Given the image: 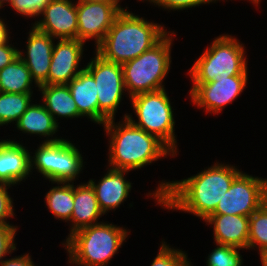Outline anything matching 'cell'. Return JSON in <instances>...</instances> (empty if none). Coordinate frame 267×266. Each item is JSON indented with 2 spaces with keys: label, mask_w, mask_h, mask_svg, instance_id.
<instances>
[{
  "label": "cell",
  "mask_w": 267,
  "mask_h": 266,
  "mask_svg": "<svg viewBox=\"0 0 267 266\" xmlns=\"http://www.w3.org/2000/svg\"><path fill=\"white\" fill-rule=\"evenodd\" d=\"M152 260L150 266H194L187 251L175 248L173 244L171 246L164 237L160 242L156 257Z\"/></svg>",
  "instance_id": "28"
},
{
  "label": "cell",
  "mask_w": 267,
  "mask_h": 266,
  "mask_svg": "<svg viewBox=\"0 0 267 266\" xmlns=\"http://www.w3.org/2000/svg\"><path fill=\"white\" fill-rule=\"evenodd\" d=\"M14 186L8 184H0V226L14 225L10 219L16 216L14 195L9 192Z\"/></svg>",
  "instance_id": "30"
},
{
  "label": "cell",
  "mask_w": 267,
  "mask_h": 266,
  "mask_svg": "<svg viewBox=\"0 0 267 266\" xmlns=\"http://www.w3.org/2000/svg\"><path fill=\"white\" fill-rule=\"evenodd\" d=\"M175 32L171 29L151 49L122 64L125 90L129 98L166 88L165 79L172 69L171 49L177 36Z\"/></svg>",
  "instance_id": "6"
},
{
  "label": "cell",
  "mask_w": 267,
  "mask_h": 266,
  "mask_svg": "<svg viewBox=\"0 0 267 266\" xmlns=\"http://www.w3.org/2000/svg\"><path fill=\"white\" fill-rule=\"evenodd\" d=\"M34 148L30 150V172L46 180L43 182H76L86 169L87 158L79 145L65 136L56 142H39Z\"/></svg>",
  "instance_id": "8"
},
{
  "label": "cell",
  "mask_w": 267,
  "mask_h": 266,
  "mask_svg": "<svg viewBox=\"0 0 267 266\" xmlns=\"http://www.w3.org/2000/svg\"><path fill=\"white\" fill-rule=\"evenodd\" d=\"M36 94L0 92V128L14 126L32 103Z\"/></svg>",
  "instance_id": "25"
},
{
  "label": "cell",
  "mask_w": 267,
  "mask_h": 266,
  "mask_svg": "<svg viewBox=\"0 0 267 266\" xmlns=\"http://www.w3.org/2000/svg\"><path fill=\"white\" fill-rule=\"evenodd\" d=\"M169 29L163 22L155 23L128 8L123 9L94 51L104 60L122 65L151 49Z\"/></svg>",
  "instance_id": "3"
},
{
  "label": "cell",
  "mask_w": 267,
  "mask_h": 266,
  "mask_svg": "<svg viewBox=\"0 0 267 266\" xmlns=\"http://www.w3.org/2000/svg\"><path fill=\"white\" fill-rule=\"evenodd\" d=\"M33 26L56 40L77 39L76 0H52Z\"/></svg>",
  "instance_id": "16"
},
{
  "label": "cell",
  "mask_w": 267,
  "mask_h": 266,
  "mask_svg": "<svg viewBox=\"0 0 267 266\" xmlns=\"http://www.w3.org/2000/svg\"><path fill=\"white\" fill-rule=\"evenodd\" d=\"M13 39L15 38L12 36V40L10 38L6 43L0 44V70L18 57L19 47L14 42L12 44Z\"/></svg>",
  "instance_id": "33"
},
{
  "label": "cell",
  "mask_w": 267,
  "mask_h": 266,
  "mask_svg": "<svg viewBox=\"0 0 267 266\" xmlns=\"http://www.w3.org/2000/svg\"><path fill=\"white\" fill-rule=\"evenodd\" d=\"M61 126L54 117L47 111L42 102L38 99L32 101L27 110L15 124V131L21 136L37 137L43 139L41 142H56L63 139L58 136ZM17 129V130H16ZM24 134V135H22ZM40 137V138H39Z\"/></svg>",
  "instance_id": "18"
},
{
  "label": "cell",
  "mask_w": 267,
  "mask_h": 266,
  "mask_svg": "<svg viewBox=\"0 0 267 266\" xmlns=\"http://www.w3.org/2000/svg\"><path fill=\"white\" fill-rule=\"evenodd\" d=\"M131 230L103 221L71 234L62 244L69 266H109L128 240Z\"/></svg>",
  "instance_id": "4"
},
{
  "label": "cell",
  "mask_w": 267,
  "mask_h": 266,
  "mask_svg": "<svg viewBox=\"0 0 267 266\" xmlns=\"http://www.w3.org/2000/svg\"><path fill=\"white\" fill-rule=\"evenodd\" d=\"M38 88L19 56L0 70V92L35 94Z\"/></svg>",
  "instance_id": "23"
},
{
  "label": "cell",
  "mask_w": 267,
  "mask_h": 266,
  "mask_svg": "<svg viewBox=\"0 0 267 266\" xmlns=\"http://www.w3.org/2000/svg\"><path fill=\"white\" fill-rule=\"evenodd\" d=\"M49 183L51 187L44 195V207H47L54 220L68 224L74 208L73 182L51 181Z\"/></svg>",
  "instance_id": "24"
},
{
  "label": "cell",
  "mask_w": 267,
  "mask_h": 266,
  "mask_svg": "<svg viewBox=\"0 0 267 266\" xmlns=\"http://www.w3.org/2000/svg\"><path fill=\"white\" fill-rule=\"evenodd\" d=\"M77 104L79 114L88 122L99 125V104L96 83L93 76L84 69L68 84Z\"/></svg>",
  "instance_id": "22"
},
{
  "label": "cell",
  "mask_w": 267,
  "mask_h": 266,
  "mask_svg": "<svg viewBox=\"0 0 267 266\" xmlns=\"http://www.w3.org/2000/svg\"><path fill=\"white\" fill-rule=\"evenodd\" d=\"M73 200L74 208L71 220L67 225L69 226V233L68 236L60 242L61 244L77 230L104 221L103 219H100L104 216V214L100 210L94 188L88 181L78 184L73 182Z\"/></svg>",
  "instance_id": "19"
},
{
  "label": "cell",
  "mask_w": 267,
  "mask_h": 266,
  "mask_svg": "<svg viewBox=\"0 0 267 266\" xmlns=\"http://www.w3.org/2000/svg\"><path fill=\"white\" fill-rule=\"evenodd\" d=\"M12 1L13 0H0V9L4 11L5 10V6H6V8L8 6H10Z\"/></svg>",
  "instance_id": "36"
},
{
  "label": "cell",
  "mask_w": 267,
  "mask_h": 266,
  "mask_svg": "<svg viewBox=\"0 0 267 266\" xmlns=\"http://www.w3.org/2000/svg\"><path fill=\"white\" fill-rule=\"evenodd\" d=\"M85 45L78 39L55 40L48 78L43 85L68 84L83 71Z\"/></svg>",
  "instance_id": "13"
},
{
  "label": "cell",
  "mask_w": 267,
  "mask_h": 266,
  "mask_svg": "<svg viewBox=\"0 0 267 266\" xmlns=\"http://www.w3.org/2000/svg\"><path fill=\"white\" fill-rule=\"evenodd\" d=\"M203 222L213 229L214 244L230 245L248 250V216L211 214Z\"/></svg>",
  "instance_id": "20"
},
{
  "label": "cell",
  "mask_w": 267,
  "mask_h": 266,
  "mask_svg": "<svg viewBox=\"0 0 267 266\" xmlns=\"http://www.w3.org/2000/svg\"><path fill=\"white\" fill-rule=\"evenodd\" d=\"M261 266H267V252L263 253L260 257Z\"/></svg>",
  "instance_id": "37"
},
{
  "label": "cell",
  "mask_w": 267,
  "mask_h": 266,
  "mask_svg": "<svg viewBox=\"0 0 267 266\" xmlns=\"http://www.w3.org/2000/svg\"><path fill=\"white\" fill-rule=\"evenodd\" d=\"M85 1H113L118 4H121L123 2L122 0H85Z\"/></svg>",
  "instance_id": "40"
},
{
  "label": "cell",
  "mask_w": 267,
  "mask_h": 266,
  "mask_svg": "<svg viewBox=\"0 0 267 266\" xmlns=\"http://www.w3.org/2000/svg\"><path fill=\"white\" fill-rule=\"evenodd\" d=\"M40 101L60 126L59 120L83 119L67 84L40 85ZM42 98V99H41Z\"/></svg>",
  "instance_id": "21"
},
{
  "label": "cell",
  "mask_w": 267,
  "mask_h": 266,
  "mask_svg": "<svg viewBox=\"0 0 267 266\" xmlns=\"http://www.w3.org/2000/svg\"><path fill=\"white\" fill-rule=\"evenodd\" d=\"M92 52L93 57H90V61L86 60L85 69L96 83L99 126H103L110 119H116V113L125 102L124 96L128 101L130 98L125 90L122 65L106 61L95 51Z\"/></svg>",
  "instance_id": "9"
},
{
  "label": "cell",
  "mask_w": 267,
  "mask_h": 266,
  "mask_svg": "<svg viewBox=\"0 0 267 266\" xmlns=\"http://www.w3.org/2000/svg\"><path fill=\"white\" fill-rule=\"evenodd\" d=\"M19 227L20 225L17 226V224L0 226V263L5 257L18 250L15 238Z\"/></svg>",
  "instance_id": "32"
},
{
  "label": "cell",
  "mask_w": 267,
  "mask_h": 266,
  "mask_svg": "<svg viewBox=\"0 0 267 266\" xmlns=\"http://www.w3.org/2000/svg\"><path fill=\"white\" fill-rule=\"evenodd\" d=\"M211 40L185 75L191 83H208L229 76H249V56L246 55L244 42L230 33L219 34Z\"/></svg>",
  "instance_id": "5"
},
{
  "label": "cell",
  "mask_w": 267,
  "mask_h": 266,
  "mask_svg": "<svg viewBox=\"0 0 267 266\" xmlns=\"http://www.w3.org/2000/svg\"><path fill=\"white\" fill-rule=\"evenodd\" d=\"M130 172L106 166L104 175L98 181L89 178L88 182L94 188L100 210L104 215L115 212L130 198L133 183L126 177Z\"/></svg>",
  "instance_id": "17"
},
{
  "label": "cell",
  "mask_w": 267,
  "mask_h": 266,
  "mask_svg": "<svg viewBox=\"0 0 267 266\" xmlns=\"http://www.w3.org/2000/svg\"><path fill=\"white\" fill-rule=\"evenodd\" d=\"M0 138V184L16 187L23 184L28 177H33L30 172V150L28 143L13 137ZM21 140V141H20Z\"/></svg>",
  "instance_id": "15"
},
{
  "label": "cell",
  "mask_w": 267,
  "mask_h": 266,
  "mask_svg": "<svg viewBox=\"0 0 267 266\" xmlns=\"http://www.w3.org/2000/svg\"><path fill=\"white\" fill-rule=\"evenodd\" d=\"M267 252V201L249 216L248 251Z\"/></svg>",
  "instance_id": "26"
},
{
  "label": "cell",
  "mask_w": 267,
  "mask_h": 266,
  "mask_svg": "<svg viewBox=\"0 0 267 266\" xmlns=\"http://www.w3.org/2000/svg\"><path fill=\"white\" fill-rule=\"evenodd\" d=\"M51 1L52 0H13L8 8L10 10L12 9L17 16L20 15L22 19L23 17L26 20L34 19V22L31 23V25H33L40 17L44 8Z\"/></svg>",
  "instance_id": "29"
},
{
  "label": "cell",
  "mask_w": 267,
  "mask_h": 266,
  "mask_svg": "<svg viewBox=\"0 0 267 266\" xmlns=\"http://www.w3.org/2000/svg\"><path fill=\"white\" fill-rule=\"evenodd\" d=\"M144 3L160 8V10L168 11L167 13L172 11L181 12L183 10H191V8H199V6L203 5H210L207 0H145Z\"/></svg>",
  "instance_id": "31"
},
{
  "label": "cell",
  "mask_w": 267,
  "mask_h": 266,
  "mask_svg": "<svg viewBox=\"0 0 267 266\" xmlns=\"http://www.w3.org/2000/svg\"><path fill=\"white\" fill-rule=\"evenodd\" d=\"M254 5V7H258V9L260 8L261 2L262 0H250Z\"/></svg>",
  "instance_id": "39"
},
{
  "label": "cell",
  "mask_w": 267,
  "mask_h": 266,
  "mask_svg": "<svg viewBox=\"0 0 267 266\" xmlns=\"http://www.w3.org/2000/svg\"><path fill=\"white\" fill-rule=\"evenodd\" d=\"M136 1H137V3H138V2H144L145 0H136Z\"/></svg>",
  "instance_id": "41"
},
{
  "label": "cell",
  "mask_w": 267,
  "mask_h": 266,
  "mask_svg": "<svg viewBox=\"0 0 267 266\" xmlns=\"http://www.w3.org/2000/svg\"><path fill=\"white\" fill-rule=\"evenodd\" d=\"M29 27L30 29L25 33L27 34L24 42L25 49L21 48L22 45H20L18 56L26 64L32 79L40 86L47 81L56 39L39 31L33 25L30 26L29 24Z\"/></svg>",
  "instance_id": "14"
},
{
  "label": "cell",
  "mask_w": 267,
  "mask_h": 266,
  "mask_svg": "<svg viewBox=\"0 0 267 266\" xmlns=\"http://www.w3.org/2000/svg\"><path fill=\"white\" fill-rule=\"evenodd\" d=\"M162 90L137 94L129 99L132 112L126 111L120 118H127L133 125L156 136L175 155L179 156L174 106L169 92ZM134 115V118H133ZM136 118V119H135Z\"/></svg>",
  "instance_id": "7"
},
{
  "label": "cell",
  "mask_w": 267,
  "mask_h": 266,
  "mask_svg": "<svg viewBox=\"0 0 267 266\" xmlns=\"http://www.w3.org/2000/svg\"><path fill=\"white\" fill-rule=\"evenodd\" d=\"M210 4L212 3V4H217L218 2L220 3V1L222 2H229V0H207ZM230 1H233V0H230ZM234 1H236V0H234ZM240 1H247V2H249V3H251L252 5H254L250 0H240Z\"/></svg>",
  "instance_id": "38"
},
{
  "label": "cell",
  "mask_w": 267,
  "mask_h": 266,
  "mask_svg": "<svg viewBox=\"0 0 267 266\" xmlns=\"http://www.w3.org/2000/svg\"><path fill=\"white\" fill-rule=\"evenodd\" d=\"M267 201V177L241 171L212 214L250 216Z\"/></svg>",
  "instance_id": "10"
},
{
  "label": "cell",
  "mask_w": 267,
  "mask_h": 266,
  "mask_svg": "<svg viewBox=\"0 0 267 266\" xmlns=\"http://www.w3.org/2000/svg\"><path fill=\"white\" fill-rule=\"evenodd\" d=\"M13 253L8 256L9 258L5 257L0 266H40L38 263L34 262L31 254L28 252L22 253L21 255H13Z\"/></svg>",
  "instance_id": "34"
},
{
  "label": "cell",
  "mask_w": 267,
  "mask_h": 266,
  "mask_svg": "<svg viewBox=\"0 0 267 266\" xmlns=\"http://www.w3.org/2000/svg\"><path fill=\"white\" fill-rule=\"evenodd\" d=\"M130 8L127 5L113 1H85L76 0L77 10V39L87 44L94 43V50L102 43L116 17L123 9Z\"/></svg>",
  "instance_id": "12"
},
{
  "label": "cell",
  "mask_w": 267,
  "mask_h": 266,
  "mask_svg": "<svg viewBox=\"0 0 267 266\" xmlns=\"http://www.w3.org/2000/svg\"><path fill=\"white\" fill-rule=\"evenodd\" d=\"M212 163L197 174L181 180L156 181V189L146 192V198H151L154 206L165 208L167 212L188 213L204 221L215 211L220 199L242 171L237 164L235 166L221 160Z\"/></svg>",
  "instance_id": "1"
},
{
  "label": "cell",
  "mask_w": 267,
  "mask_h": 266,
  "mask_svg": "<svg viewBox=\"0 0 267 266\" xmlns=\"http://www.w3.org/2000/svg\"><path fill=\"white\" fill-rule=\"evenodd\" d=\"M215 248L207 254L204 261L206 266H244V256L241 250L230 245L214 244Z\"/></svg>",
  "instance_id": "27"
},
{
  "label": "cell",
  "mask_w": 267,
  "mask_h": 266,
  "mask_svg": "<svg viewBox=\"0 0 267 266\" xmlns=\"http://www.w3.org/2000/svg\"><path fill=\"white\" fill-rule=\"evenodd\" d=\"M6 20V16L5 18L3 17V15L0 16V44L6 43L11 38V35H13L11 34L13 31H10L11 27L8 24L9 20Z\"/></svg>",
  "instance_id": "35"
},
{
  "label": "cell",
  "mask_w": 267,
  "mask_h": 266,
  "mask_svg": "<svg viewBox=\"0 0 267 266\" xmlns=\"http://www.w3.org/2000/svg\"><path fill=\"white\" fill-rule=\"evenodd\" d=\"M110 119L102 127L107 136V164L116 170L138 171L176 155L156 136L133 125L127 118ZM148 165V166H147Z\"/></svg>",
  "instance_id": "2"
},
{
  "label": "cell",
  "mask_w": 267,
  "mask_h": 266,
  "mask_svg": "<svg viewBox=\"0 0 267 266\" xmlns=\"http://www.w3.org/2000/svg\"><path fill=\"white\" fill-rule=\"evenodd\" d=\"M248 76H229L208 83H191L188 99L190 104L205 114L218 115L226 106L234 103L247 88Z\"/></svg>",
  "instance_id": "11"
}]
</instances>
